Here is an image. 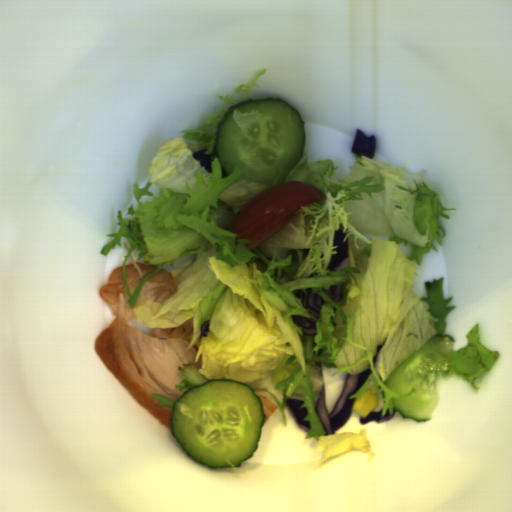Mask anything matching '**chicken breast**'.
<instances>
[{"label":"chicken breast","mask_w":512,"mask_h":512,"mask_svg":"<svg viewBox=\"0 0 512 512\" xmlns=\"http://www.w3.org/2000/svg\"><path fill=\"white\" fill-rule=\"evenodd\" d=\"M98 294L109 306L113 319L93 342L95 352L137 401L172 429L173 407L158 406L160 402L151 394L176 402L188 391L176 387L183 380L178 368L188 361L202 368L201 355L196 361L201 335L188 349L194 318L180 326L152 328L149 335L129 325L135 313L128 303L123 265L110 272Z\"/></svg>","instance_id":"obj_1"},{"label":"chicken breast","mask_w":512,"mask_h":512,"mask_svg":"<svg viewBox=\"0 0 512 512\" xmlns=\"http://www.w3.org/2000/svg\"><path fill=\"white\" fill-rule=\"evenodd\" d=\"M177 291L178 287L173 275L161 268L159 272L144 280L134 307H139L147 299L162 304L176 294Z\"/></svg>","instance_id":"obj_2"},{"label":"chicken breast","mask_w":512,"mask_h":512,"mask_svg":"<svg viewBox=\"0 0 512 512\" xmlns=\"http://www.w3.org/2000/svg\"><path fill=\"white\" fill-rule=\"evenodd\" d=\"M124 272L127 274V286L131 295L135 292L136 288L140 285L142 279L141 276L134 266L133 262L124 264Z\"/></svg>","instance_id":"obj_3"},{"label":"chicken breast","mask_w":512,"mask_h":512,"mask_svg":"<svg viewBox=\"0 0 512 512\" xmlns=\"http://www.w3.org/2000/svg\"><path fill=\"white\" fill-rule=\"evenodd\" d=\"M255 394L258 396V398L260 399L261 404H262V410H263V414L265 416V419L263 421V424H264L267 422V420L270 418V416L278 410V408L273 401L266 398L262 394H259L257 392Z\"/></svg>","instance_id":"obj_4"},{"label":"chicken breast","mask_w":512,"mask_h":512,"mask_svg":"<svg viewBox=\"0 0 512 512\" xmlns=\"http://www.w3.org/2000/svg\"><path fill=\"white\" fill-rule=\"evenodd\" d=\"M143 278H145L151 271L156 270V266L154 264H150V261L145 262H136Z\"/></svg>","instance_id":"obj_5"}]
</instances>
